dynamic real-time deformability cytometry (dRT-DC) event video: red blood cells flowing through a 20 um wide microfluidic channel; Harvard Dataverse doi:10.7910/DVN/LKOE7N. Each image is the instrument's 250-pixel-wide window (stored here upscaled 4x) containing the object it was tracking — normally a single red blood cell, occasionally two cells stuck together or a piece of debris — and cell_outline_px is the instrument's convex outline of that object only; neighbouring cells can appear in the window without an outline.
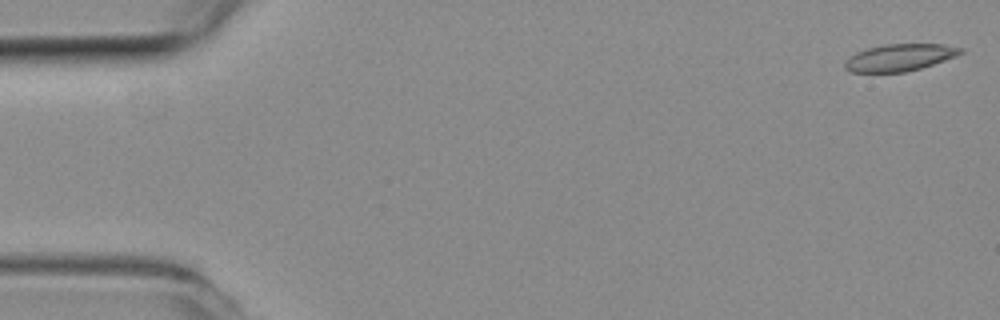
{"species": "common noctule bat (a hibernating species)", "species_latin": "Nyctalus noctula", "temperature_condition": "room temperature", "stored_images_in_passage": 12, "camera_frame_rate_fps": 3000, "um_per_image_px": 0.085, "animal": {"sex": "female", "body_mass_g": 19.3, "forearm_length_mm": 54.1}, "frame": {"image": 1, "passage_image": 1, "time_ms": 0.0, "image_size_px": [1000, 320], "cell_outline_px": [[964, 52], [956, 56], [920, 68], [904, 72], [848, 72], [844, 68], [844, 64], [856, 52], [868, 48], [888, 44], [944, 44], [964, 48]], "centroid_in_image_um": [76.49, 4.88], "position_along_channel_um": 8.5, "area_um2": 18.03}}